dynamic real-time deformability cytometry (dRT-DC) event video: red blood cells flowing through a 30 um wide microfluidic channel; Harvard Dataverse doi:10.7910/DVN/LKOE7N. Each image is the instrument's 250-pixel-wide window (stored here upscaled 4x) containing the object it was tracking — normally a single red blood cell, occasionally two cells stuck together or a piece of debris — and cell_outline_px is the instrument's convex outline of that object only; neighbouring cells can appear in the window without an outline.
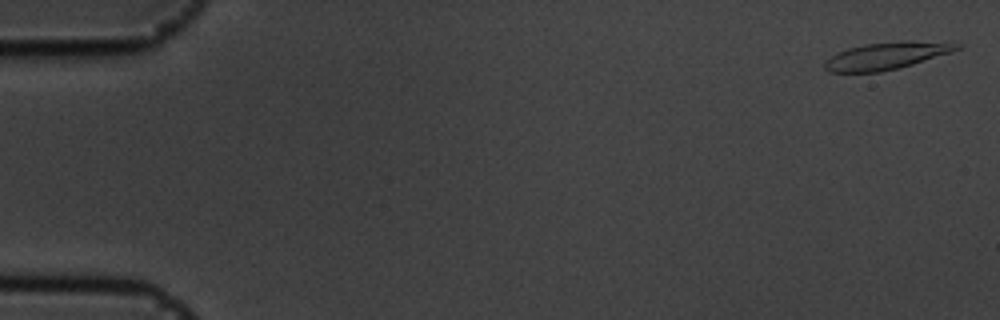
{"species": "common noctule bat (a hibernating species)", "species_latin": "Nyctalus noctula", "temperature_condition": "cold", "stored_images_in_passage": 14, "camera_frame_rate_fps": 3000, "um_per_image_px": 0.085, "animal": {"sex": "male", "body_mass_g": 19.5, "forearm_length_mm": 54.6}, "frame": {"image": 1, "passage_image": 2, "time_ms": 0.333, "image_size_px": [1000, 320], "cell_outline_px": [[936, 52], [928, 56], [904, 64], [888, 68], [868, 72], [844, 72], [880, 44], [928, 44]], "centroid_in_image_um": [75.74, 4.83], "position_along_channel_um": 9.3, "area_um2": 10.64}}
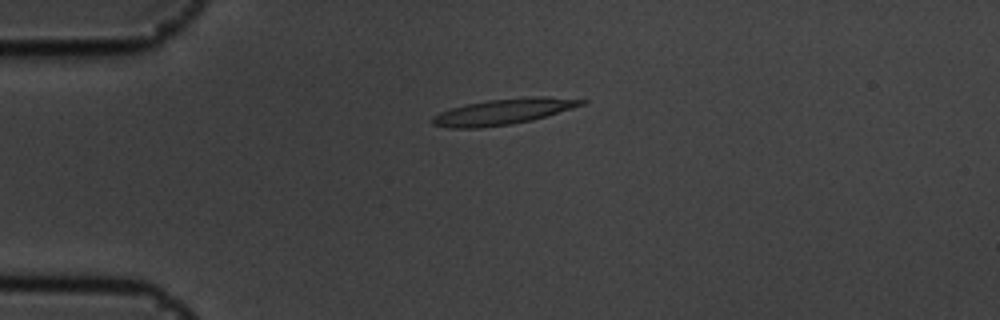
{"frame": {"image": 2, "passage_image": 14, "time_ms": 4.333, "image_size_px": [1000, 320], "cell_outline_px": [[572, 104], [552, 112], [540, 116], [524, 120], [496, 124], [464, 124], [508, 100], [556, 100]], "centroid_in_image_um": [44.04, 9.46], "position_along_channel_um": 41.0, "area_um2": 10.4}}